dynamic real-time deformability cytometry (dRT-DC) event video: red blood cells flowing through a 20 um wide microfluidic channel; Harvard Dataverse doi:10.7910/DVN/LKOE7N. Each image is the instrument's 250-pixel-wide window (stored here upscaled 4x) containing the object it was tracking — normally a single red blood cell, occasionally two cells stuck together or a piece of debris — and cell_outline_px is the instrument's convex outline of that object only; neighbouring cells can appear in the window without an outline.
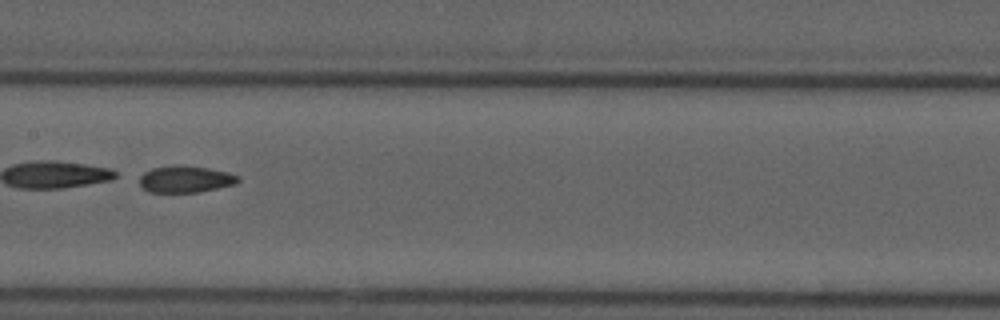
{"species": "common noctule bat (a hibernating species)", "species_latin": "Nyctalus noctula", "temperature_condition": "cold", "stored_images_in_passage": 8, "camera_frame_rate_fps": 3000, "um_per_image_px": 0.085, "animal": {"sex": "male", "forearm_length_mm": 52.5}, "frame": {"image": 1, "passage_image": 7, "time_ms": 7.0, "image_size_px": [1000, 320], "cell_outline_px": [[240, 180], [236, 184], [196, 192], [148, 192], [140, 184], [140, 176], [144, 172], [152, 168], [172, 164], [176, 164], [208, 168], [228, 172], [240, 176]], "centroid_in_image_um": [15.76, 15.21], "position_along_channel_um": 191.6, "area_um2": 15.43}}